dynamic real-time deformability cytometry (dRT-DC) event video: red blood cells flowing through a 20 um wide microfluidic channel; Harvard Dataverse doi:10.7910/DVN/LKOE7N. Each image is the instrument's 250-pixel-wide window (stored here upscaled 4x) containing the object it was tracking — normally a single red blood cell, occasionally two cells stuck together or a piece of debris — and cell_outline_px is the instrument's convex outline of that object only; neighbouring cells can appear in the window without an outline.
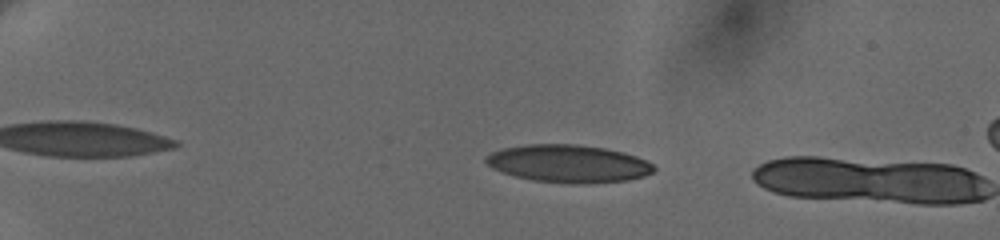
{"species": "human", "species_latin": "Homo sapiens", "temperature_condition": "cold", "stored_images_in_passage": 5, "camera_frame_rate_fps": 3000, "um_per_image_px": 0.085, "donor": {"sex": "female"}, "frame": {"image": 1, "passage_image": 4, "time_ms": 3.0, "image_size_px": [1000, 240], "cell_outline_px": [[656, 168], [652, 172], [644, 176], [628, 180], [532, 180], [516, 176], [492, 168], [484, 160], [484, 156], [492, 152], [504, 148], [528, 144], [576, 144], [604, 148], [636, 156], [652, 164]], "centroid_in_image_um": [48.26, 13.84], "position_along_channel_um": 36.7, "area_um2": 35.14}}